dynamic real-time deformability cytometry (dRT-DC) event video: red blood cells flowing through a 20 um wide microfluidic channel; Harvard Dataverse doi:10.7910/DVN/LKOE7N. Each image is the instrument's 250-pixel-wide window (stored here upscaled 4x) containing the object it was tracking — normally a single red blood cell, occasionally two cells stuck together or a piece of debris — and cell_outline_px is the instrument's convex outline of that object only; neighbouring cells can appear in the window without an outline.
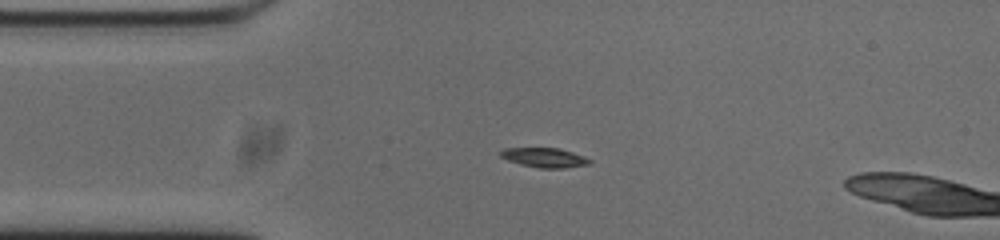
{"species": "common noctule bat (a hibernating species)", "species_latin": "Nyctalus noctula", "temperature_condition": "cold", "stored_images_in_passage": 44, "camera_frame_rate_fps": 3000, "um_per_image_px": 0.085, "animal": {"sex": "male", "body_mass_g": 20.0, "forearm_length_mm": 53.3}, "frame": {"image": 1, "passage_image": 1, "time_ms": 0.0, "image_size_px": [1000, 240], "cell_outline_px": [[592, 160], [588, 164], [564, 168], [540, 168], [520, 164], [508, 160], [500, 156], [500, 152], [504, 148], [560, 148], [584, 156]], "centroid_in_image_um": [46.28, 13.39], "position_along_channel_um": 38.7, "area_um2": 10.06}}
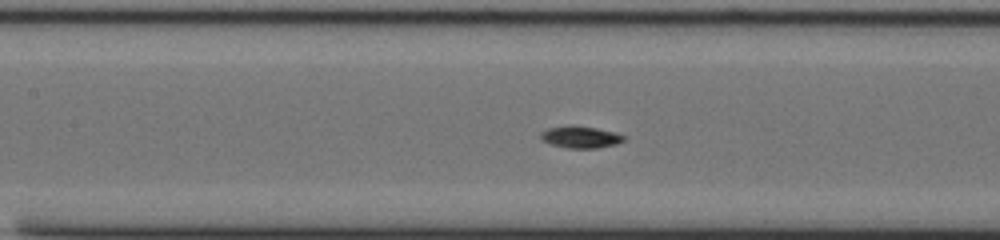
{"frame": {"image": 2, "passage_image": 12, "time_ms": 3.667, "image_size_px": [1000, 240], "cell_outline_px": [[624, 140], [616, 144], [596, 148], [568, 148], [552, 144], [540, 140], [540, 132], [548, 128], [568, 124], [572, 124], [596, 128], [616, 132], [624, 136]], "centroid_in_image_um": [49.3, 11.63], "position_along_channel_um": 158.1, "area_um2": 10.75}}
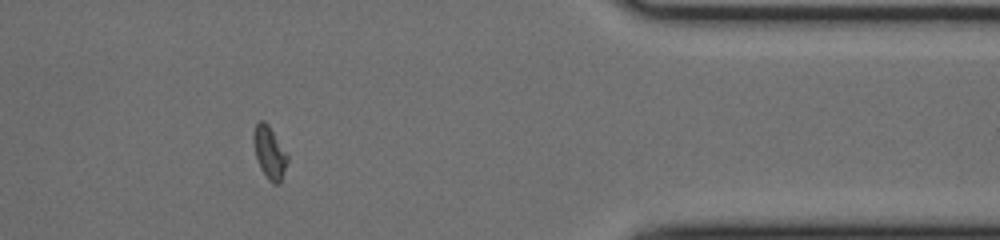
{"frame": {"image": 3, "passage_image": 33, "time_ms": 10.667, "image_size_px": [1000, 240], "cell_outline_px": [[288, 160], [280, 184], [272, 184], [268, 180], [260, 168], [256, 156], [252, 136], [256, 124], [260, 120], [264, 120], [268, 124], [288, 156]], "centroid_in_image_um": [22.9, 12.99], "position_along_channel_um": 388.5, "area_um2": 10.29}, "authors_computed_cell_mechanics": {"area_um2": 10.2884, "velocity_mm_per_s": 3.7397, "shape_relaxation_time_tau1_ms": 2.4028, "shape_relaxation_time_tau2_ms": null, "deformation_change_tau1": 0.1151, "deformation_change_tau2": null}}